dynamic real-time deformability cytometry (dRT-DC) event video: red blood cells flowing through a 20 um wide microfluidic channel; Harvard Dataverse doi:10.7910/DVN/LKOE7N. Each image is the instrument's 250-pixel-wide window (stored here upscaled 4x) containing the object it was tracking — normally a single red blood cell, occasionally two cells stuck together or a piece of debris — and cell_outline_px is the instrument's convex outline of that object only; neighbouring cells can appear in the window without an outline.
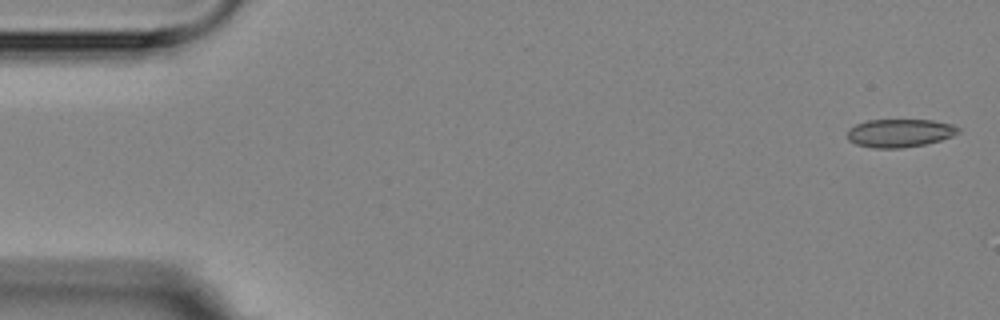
{"species": "Egyptian fruit bat (a non-hibernating species)", "species_latin": "Rousettus aegyptiacus", "temperature_condition": "room temperature", "stored_images_in_passage": 6, "camera_frame_rate_fps": 3000, "um_per_image_px": 0.085, "animal": {"sex": "female"}, "frame": {"image": 1, "passage_image": 1, "time_ms": 0.0, "image_size_px": [1000, 320], "cell_outline_px": [[960, 132], [952, 136], [940, 140], [924, 144], [900, 148], [872, 148], [856, 144], [848, 140], [848, 128], [856, 124], [868, 120], [932, 120], [952, 124], [960, 128]], "centroid_in_image_um": [76.47, 11.3], "position_along_channel_um": 8.5, "area_um2": 18.21}}
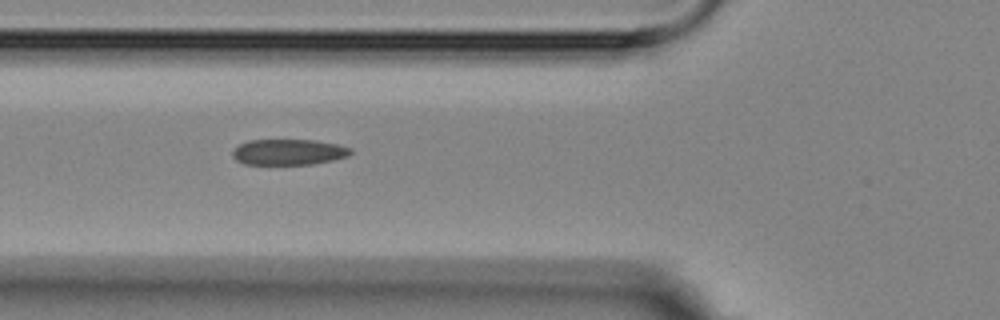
{"frame": {"image": 2, "passage_image": 5, "time_ms": 6.0, "image_size_px": [1000, 320], "cell_outline_px": [[352, 152], [348, 156], [332, 160], [312, 164], [244, 164], [236, 160], [232, 156], [232, 152], [240, 144], [248, 140], [316, 140], [336, 144], [352, 148]], "centroid_in_image_um": [24.53, 12.92], "position_along_channel_um": 101.3, "area_um2": 17.69}}
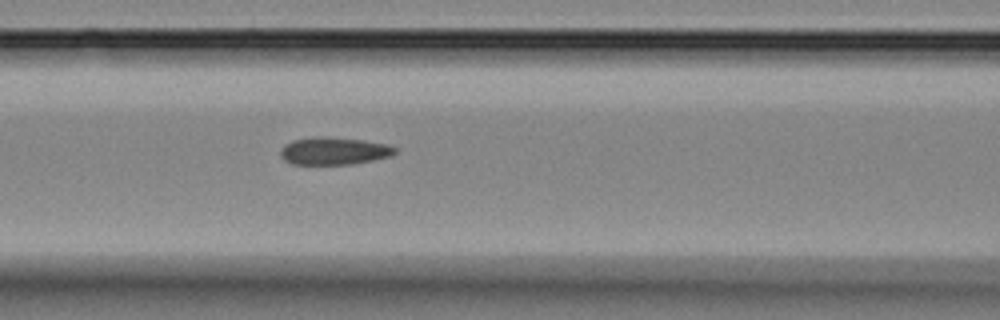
{"frame": {"image": 3, "passage_image": 6, "time_ms": 7.0, "image_size_px": [1000, 320], "cell_outline_px": [[396, 152], [392, 156], [352, 164], [292, 164], [284, 160], [280, 156], [280, 148], [284, 144], [292, 140], [316, 136], [328, 136], [364, 140], [388, 144], [396, 148]], "centroid_in_image_um": [28.36, 12.82], "position_along_channel_um": 138.2, "area_um2": 18.61}}